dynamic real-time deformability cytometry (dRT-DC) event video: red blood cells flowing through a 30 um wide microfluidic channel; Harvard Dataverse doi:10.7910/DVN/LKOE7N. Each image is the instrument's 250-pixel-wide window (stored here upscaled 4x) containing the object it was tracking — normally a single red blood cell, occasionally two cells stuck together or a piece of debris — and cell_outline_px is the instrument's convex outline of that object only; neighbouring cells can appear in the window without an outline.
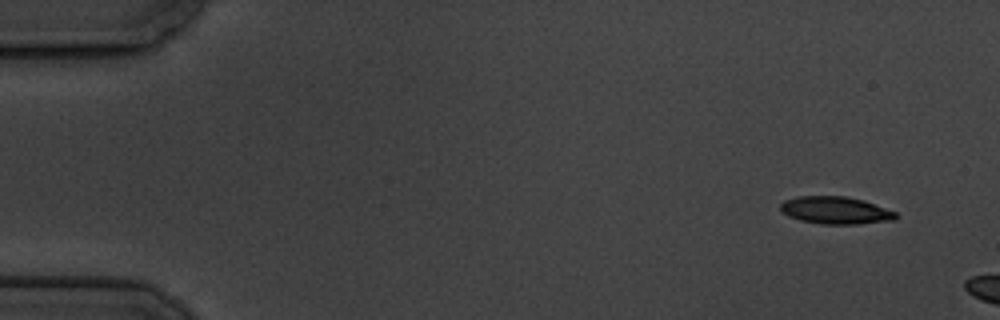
{"species": "common noctule bat (a hibernating species)", "species_latin": "Nyctalus noctula", "temperature_condition": "cold", "stored_images_in_passage": 2, "camera_frame_rate_fps": 3000, "um_per_image_px": 0.085, "animal": {"sex": "male", "body_mass_g": 19.5, "forearm_length_mm": 54.6}, "frame": {"image": 1, "passage_image": 1, "time_ms": 0.0, "image_size_px": [1000, 320], "cell_outline_px": [[900, 216], [896, 220], [856, 224], [820, 224], [800, 220], [788, 216], [780, 208], [780, 204], [784, 200], [796, 196], [844, 196], [864, 200], [896, 212]], "centroid_in_image_um": [71.04, 17.88], "position_along_channel_um": 14.0, "area_um2": 18.55}}